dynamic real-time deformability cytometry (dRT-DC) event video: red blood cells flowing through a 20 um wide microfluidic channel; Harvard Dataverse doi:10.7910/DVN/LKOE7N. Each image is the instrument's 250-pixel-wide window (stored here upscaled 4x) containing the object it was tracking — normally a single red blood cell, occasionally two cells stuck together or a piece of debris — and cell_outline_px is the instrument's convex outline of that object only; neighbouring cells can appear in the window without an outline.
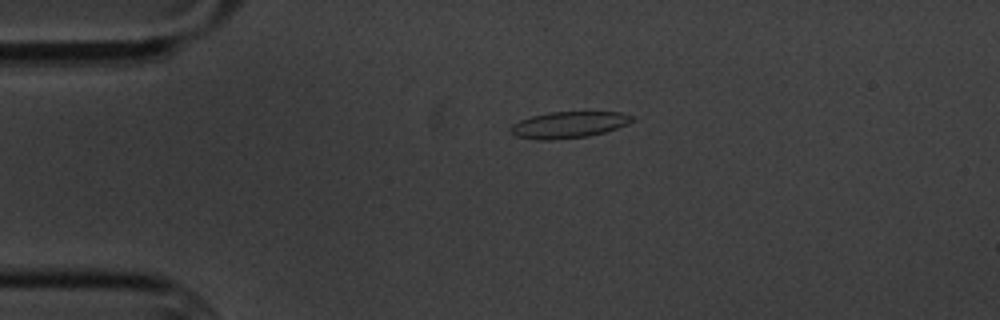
{"species": "common noctule bat (a hibernating species)", "species_latin": "Nyctalus noctula", "temperature_condition": "cold", "stored_images_in_passage": 2, "camera_frame_rate_fps": 3000, "um_per_image_px": 0.085, "animal": {"sex": "male", "body_mass_g": 20.1, "forearm_length_mm": 53.5}, "frame": {"image": 1, "passage_image": 1, "time_ms": 0.0, "image_size_px": [1000, 320], "cell_outline_px": [[636, 120], [628, 124], [604, 132], [588, 136], [548, 140], [544, 140], [516, 136], [508, 132], [508, 128], [512, 124], [520, 120], [532, 116], [548, 112], [620, 112], [636, 116]], "centroid_in_image_um": [48.35, 10.59], "position_along_channel_um": 36.6, "area_um2": 18.79}}